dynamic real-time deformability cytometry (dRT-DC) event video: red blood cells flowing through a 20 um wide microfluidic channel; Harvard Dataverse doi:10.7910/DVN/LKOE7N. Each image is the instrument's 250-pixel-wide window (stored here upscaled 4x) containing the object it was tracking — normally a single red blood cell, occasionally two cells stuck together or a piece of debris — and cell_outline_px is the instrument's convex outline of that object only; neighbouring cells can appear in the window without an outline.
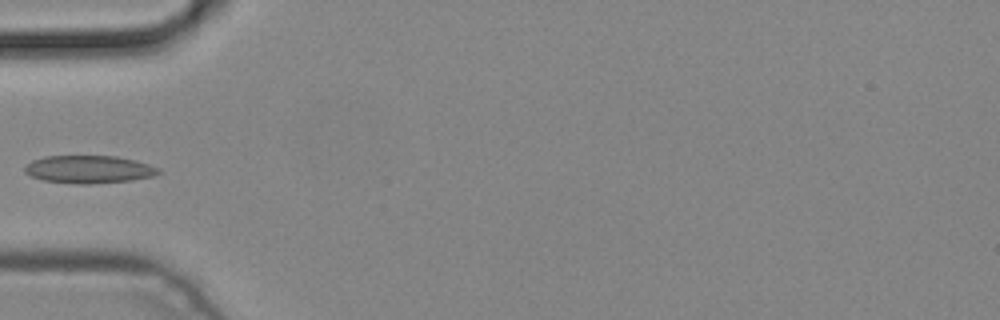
{"species": "common noctule bat (a hibernating species)", "species_latin": "Nyctalus noctula", "temperature_condition": "cold", "stored_images_in_passage": 5, "camera_frame_rate_fps": 3000, "um_per_image_px": 0.085, "animal": {"sex": "male", "body_mass_g": 19.2, "forearm_length_mm": 51.8}, "frame": {"image": 1, "passage_image": 5, "time_ms": 1.333, "image_size_px": [1000, 320], "cell_outline_px": [[160, 172], [152, 176], [132, 180], [88, 184], [80, 184], [44, 180], [32, 176], [24, 172], [24, 168], [32, 160], [44, 156], [116, 156], [136, 160], [160, 168]], "centroid_in_image_um": [7.56, 14.39], "position_along_channel_um": 77.4, "area_um2": 21.5}}